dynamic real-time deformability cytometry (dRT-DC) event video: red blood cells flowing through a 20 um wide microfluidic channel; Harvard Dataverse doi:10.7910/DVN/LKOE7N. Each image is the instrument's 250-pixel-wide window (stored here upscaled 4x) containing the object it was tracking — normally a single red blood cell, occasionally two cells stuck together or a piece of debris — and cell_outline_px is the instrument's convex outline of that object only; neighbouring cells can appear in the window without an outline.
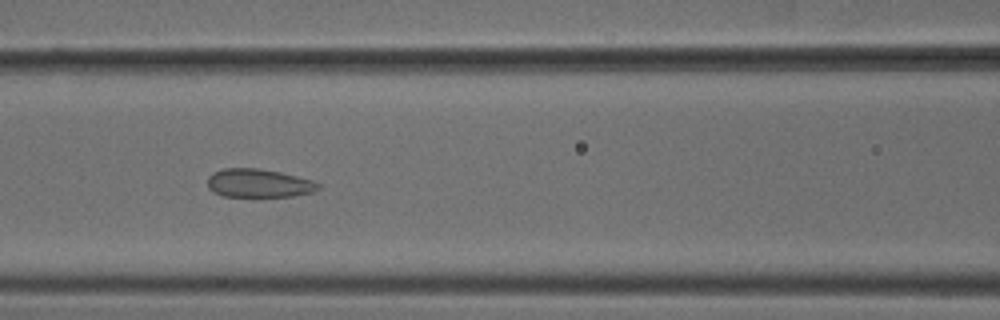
{"species": "common noctule bat (a hibernating species)", "species_latin": "Nyctalus noctula", "temperature_condition": "cold", "stored_images_in_passage": 5, "camera_frame_rate_fps": 3000, "um_per_image_px": 0.085, "animal": {"sex": "male", "body_mass_g": 18.8}, "frame": {"image": 1, "passage_image": 4, "time_ms": 1.0, "image_size_px": [1000, 320], "cell_outline_px": [[320, 188], [312, 192], [292, 196], [224, 196], [212, 192], [208, 188], [208, 176], [212, 172], [224, 168], [260, 168], [280, 172], [312, 180], [320, 184]], "centroid_in_image_um": [21.96, 15.56], "position_along_channel_um": 144.6, "area_um2": 18.38}}
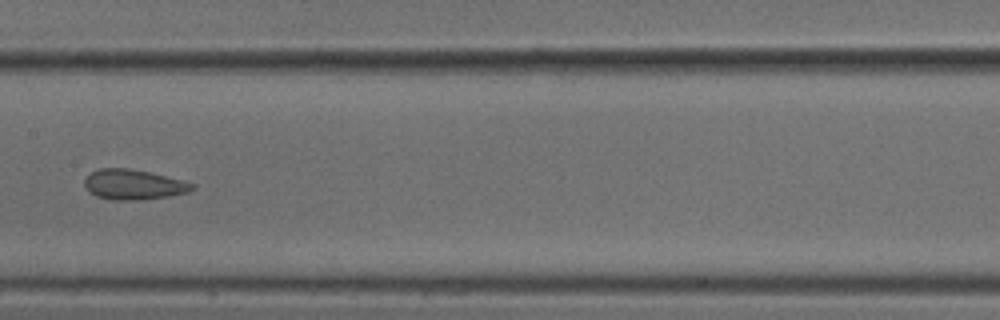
{"frame": {"image": 2, "passage_image": 5, "time_ms": 1.333, "image_size_px": [1000, 320], "cell_outline_px": [[196, 188], [188, 192], [168, 196], [144, 200], [112, 200], [96, 196], [88, 192], [84, 184], [84, 180], [92, 172], [100, 168], [128, 168], [152, 172], [196, 184]], "centroid_in_image_um": [11.36, 15.69], "position_along_channel_um": 196.0, "area_um2": 19.07}}